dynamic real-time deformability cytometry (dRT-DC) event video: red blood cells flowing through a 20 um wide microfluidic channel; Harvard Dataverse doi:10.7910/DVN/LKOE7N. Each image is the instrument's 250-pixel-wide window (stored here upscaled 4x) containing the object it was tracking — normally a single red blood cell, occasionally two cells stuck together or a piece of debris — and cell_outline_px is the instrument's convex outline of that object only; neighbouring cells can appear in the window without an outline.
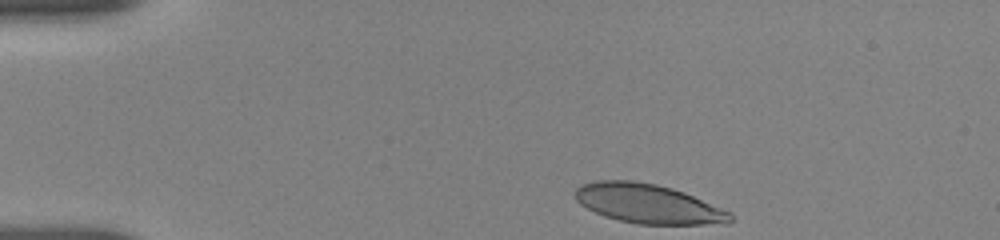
{"species": "human", "species_latin": "Homo sapiens", "temperature_condition": "room temperature", "stored_images_in_passage": 38, "camera_frame_rate_fps": 3000, "um_per_image_px": 0.085, "donor": {"sex": "female"}, "frame": {"image": 1, "passage_image": 1, "time_ms": 0.0, "image_size_px": [1000, 240], "cell_outline_px": [[732, 220], [728, 224], [636, 224], [604, 216], [580, 204], [576, 200], [576, 188], [580, 184], [596, 180], [632, 180], [656, 184], [672, 188], [684, 192], [732, 212]], "centroid_in_image_um": [55.11, 17.31], "position_along_channel_um": 29.9, "area_um2": 35.6}}
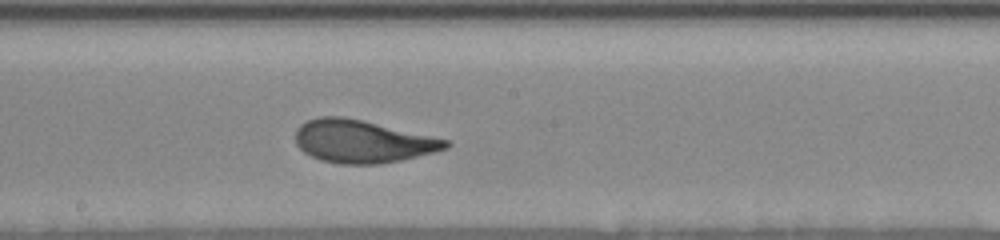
{"frame": {"image": 2, "passage_image": 22, "time_ms": 7.0, "image_size_px": [1000, 240], "cell_outline_px": [[452, 144], [448, 148], [436, 152], [400, 160], [380, 164], [340, 164], [320, 160], [304, 152], [296, 144], [296, 128], [300, 124], [316, 116], [344, 116], [364, 120], [448, 140]], "centroid_in_image_um": [30.79, 12.01], "position_along_channel_um": 217.4, "area_um2": 37.57}}
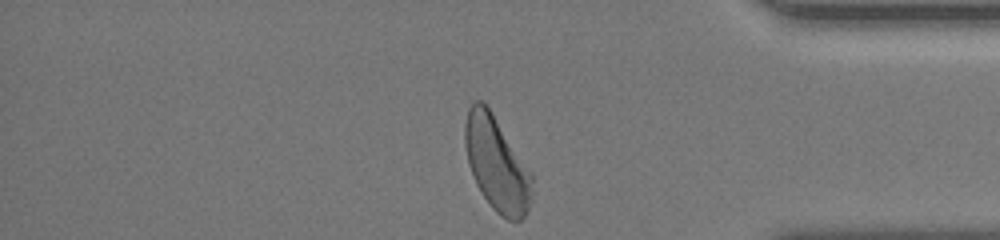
{"frame": {"image": 3, "passage_image": 38, "time_ms": 12.333, "image_size_px": [1000, 240], "cell_outline_px": [[532, 200], [528, 212], [520, 220], [508, 220], [500, 216], [492, 208], [480, 192], [476, 184], [468, 164], [464, 144], [464, 124], [468, 108], [476, 100], [480, 100], [492, 112], [532, 172]], "centroid_in_image_um": [42.22, 13.95], "position_along_channel_um": 393.0, "area_um2": 37.17}, "authors_computed_cell_mechanics": {"area_um2": 36.8764, "velocity_mm_per_s": 3.6237, "shape_relaxation_time_tau1_ms": 3.7856, "shape_relaxation_time_tau2_ms": null, "deformation_change_tau1": 0.179, "deformation_change_tau2": null}}